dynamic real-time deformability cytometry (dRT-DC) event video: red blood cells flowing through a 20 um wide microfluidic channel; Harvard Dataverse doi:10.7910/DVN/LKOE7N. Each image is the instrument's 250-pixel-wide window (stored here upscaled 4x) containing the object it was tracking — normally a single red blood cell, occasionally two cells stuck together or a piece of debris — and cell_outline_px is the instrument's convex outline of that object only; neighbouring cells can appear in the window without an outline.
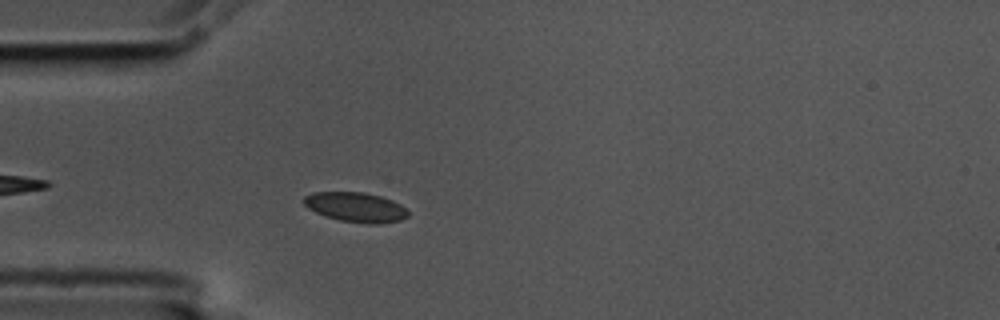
{"species": "common noctule bat (a hibernating species)", "species_latin": "Nyctalus noctula", "temperature_condition": "cold", "stored_images_in_passage": 3, "camera_frame_rate_fps": 3000, "um_per_image_px": 0.085, "animal": {"sex": "male", "body_mass_g": 17.5, "forearm_length_mm": 52.3}, "frame": {"image": 1, "passage_image": 3, "time_ms": 0.667, "image_size_px": [1000, 320], "cell_outline_px": [[408, 216], [400, 220], [376, 224], [368, 224], [340, 220], [324, 216], [308, 208], [304, 204], [304, 196], [312, 192], [364, 192], [380, 196], [392, 200], [400, 204], [408, 212]], "centroid_in_image_um": [30.22, 17.6], "position_along_channel_um": 54.8, "area_um2": 17.98}}